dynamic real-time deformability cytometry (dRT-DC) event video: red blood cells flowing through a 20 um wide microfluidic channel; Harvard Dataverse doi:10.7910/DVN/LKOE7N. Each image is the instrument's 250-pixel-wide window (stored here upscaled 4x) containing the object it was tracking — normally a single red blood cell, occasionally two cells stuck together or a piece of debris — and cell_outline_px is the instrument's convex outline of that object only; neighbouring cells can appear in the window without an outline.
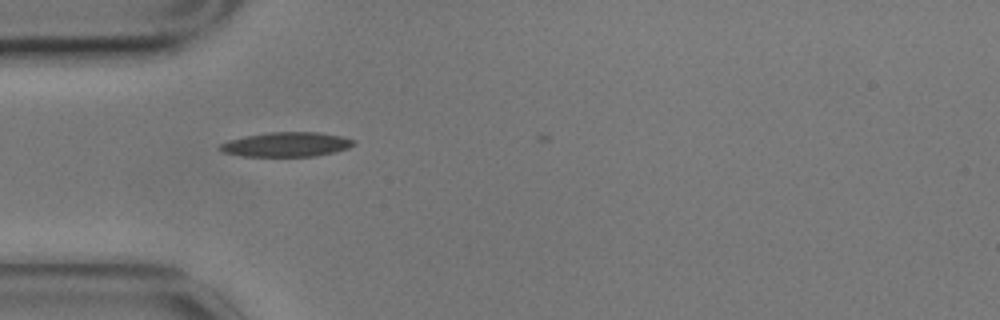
{"species": "common noctule bat (a hibernating species)", "species_latin": "Nyctalus noctula", "temperature_condition": "cold", "stored_images_in_passage": 2, "camera_frame_rate_fps": 3000, "um_per_image_px": 0.085, "animal": {"sex": "male", "body_mass_g": 17.9}, "frame": {"image": 1, "passage_image": 1, "time_ms": 0.0, "image_size_px": [1000, 320], "cell_outline_px": [[356, 144], [348, 148], [336, 152], [316, 156], [240, 156], [224, 152], [216, 148], [220, 144], [228, 140], [244, 136], [268, 132], [320, 132], [340, 136], [356, 140]], "centroid_in_image_um": [24.35, 12.27], "position_along_channel_um": 60.6, "area_um2": 19.31}}